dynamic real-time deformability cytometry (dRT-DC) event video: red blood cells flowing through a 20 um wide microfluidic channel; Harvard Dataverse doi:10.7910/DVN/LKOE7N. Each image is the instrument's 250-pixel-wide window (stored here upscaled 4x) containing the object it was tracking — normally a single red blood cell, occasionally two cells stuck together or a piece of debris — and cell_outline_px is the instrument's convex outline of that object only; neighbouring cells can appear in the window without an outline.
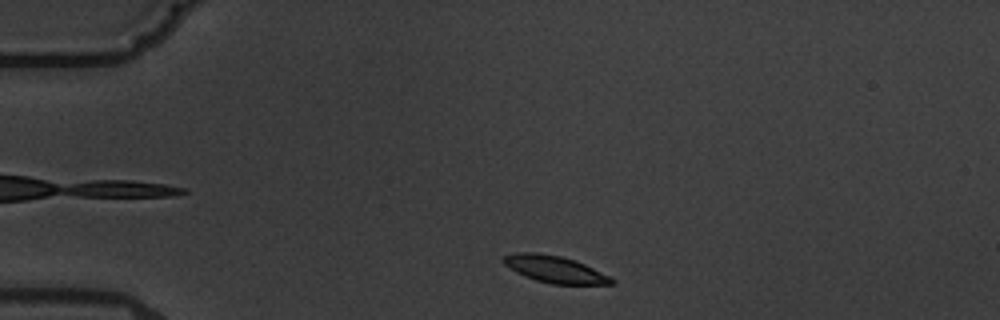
{"species": "common noctule bat (a hibernating species)", "species_latin": "Nyctalus noctula", "temperature_condition": "warm", "stored_images_in_passage": 2, "camera_frame_rate_fps": 3000, "um_per_image_px": 0.085, "animal": {"sex": "male", "body_mass_g": 19.5, "forearm_length_mm": 54.6}, "frame": {"image": 1, "passage_image": 1, "time_ms": 0.0, "image_size_px": [1000, 320], "cell_outline_px": [[616, 284], [552, 284], [536, 280], [524, 276], [516, 272], [504, 264], [500, 260], [504, 256], [516, 252], [536, 252], [560, 256], [584, 264], [616, 280]], "centroid_in_image_um": [47.12, 22.89], "position_along_channel_um": 37.9, "area_um2": 16.76}}